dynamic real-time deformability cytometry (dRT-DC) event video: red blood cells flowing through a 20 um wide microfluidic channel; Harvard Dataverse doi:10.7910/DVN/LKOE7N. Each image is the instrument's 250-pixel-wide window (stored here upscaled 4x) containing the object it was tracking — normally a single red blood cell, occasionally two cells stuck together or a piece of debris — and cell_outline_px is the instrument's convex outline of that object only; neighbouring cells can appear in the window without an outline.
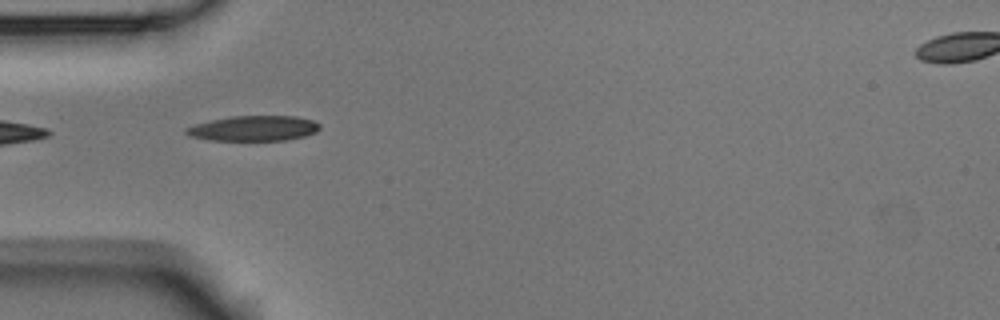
{"species": "Egyptian fruit bat (a non-hibernating species)", "species_latin": "Rousettus aegyptiacus", "temperature_condition": "room temperature", "stored_images_in_passage": 2, "camera_frame_rate_fps": 3000, "um_per_image_px": 0.085, "animal": {"sex": "male"}, "frame": {"image": 1, "passage_image": 1, "time_ms": 0.0, "image_size_px": [1000, 320], "cell_outline_px": [[320, 128], [316, 132], [304, 136], [284, 140], [208, 140], [188, 136], [184, 132], [184, 128], [196, 124], [212, 120], [232, 116], [296, 116], [312, 120], [320, 124]], "centroid_in_image_um": [21.54, 10.91], "position_along_channel_um": 63.5, "area_um2": 19.59}}
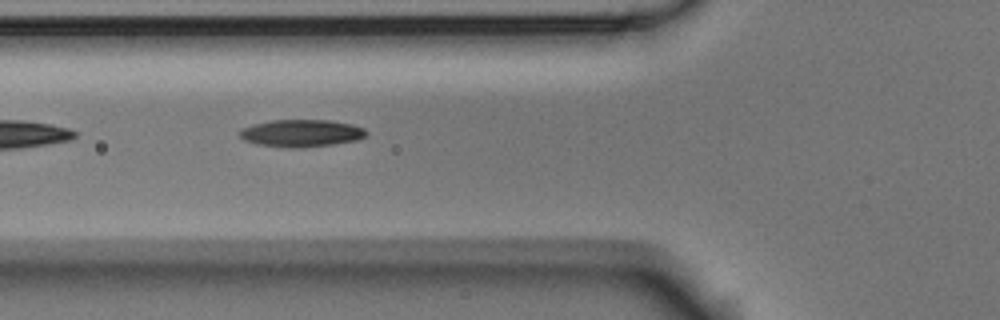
{"frame": {"image": 2, "passage_image": 2, "time_ms": 0.333, "image_size_px": [1000, 320], "cell_outline_px": [[368, 132], [364, 136], [356, 140], [332, 144], [304, 148], [292, 148], [256, 144], [244, 140], [240, 136], [240, 128], [252, 124], [272, 120], [332, 120], [352, 124], [364, 128]], "centroid_in_image_um": [25.6, 11.31], "position_along_channel_um": 100.2, "area_um2": 20.23}}